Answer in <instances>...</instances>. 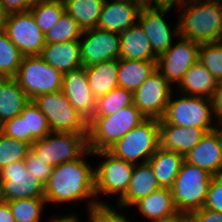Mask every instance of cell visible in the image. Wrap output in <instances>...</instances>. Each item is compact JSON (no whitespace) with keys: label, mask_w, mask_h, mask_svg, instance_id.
Wrapping results in <instances>:
<instances>
[{"label":"cell","mask_w":222,"mask_h":222,"mask_svg":"<svg viewBox=\"0 0 222 222\" xmlns=\"http://www.w3.org/2000/svg\"><path fill=\"white\" fill-rule=\"evenodd\" d=\"M141 8L138 4L128 0H105L97 28L120 34L135 25Z\"/></svg>","instance_id":"ac0fdd59"},{"label":"cell","mask_w":222,"mask_h":222,"mask_svg":"<svg viewBox=\"0 0 222 222\" xmlns=\"http://www.w3.org/2000/svg\"><path fill=\"white\" fill-rule=\"evenodd\" d=\"M31 150L52 168L92 153L88 145V134L70 132H51L36 140L31 145Z\"/></svg>","instance_id":"5b68a950"},{"label":"cell","mask_w":222,"mask_h":222,"mask_svg":"<svg viewBox=\"0 0 222 222\" xmlns=\"http://www.w3.org/2000/svg\"><path fill=\"white\" fill-rule=\"evenodd\" d=\"M187 222H194L191 218H189L188 220H187Z\"/></svg>","instance_id":"11a10c76"},{"label":"cell","mask_w":222,"mask_h":222,"mask_svg":"<svg viewBox=\"0 0 222 222\" xmlns=\"http://www.w3.org/2000/svg\"><path fill=\"white\" fill-rule=\"evenodd\" d=\"M184 160L204 169L213 176L222 175V148L213 131L207 132Z\"/></svg>","instance_id":"ffe728a7"},{"label":"cell","mask_w":222,"mask_h":222,"mask_svg":"<svg viewBox=\"0 0 222 222\" xmlns=\"http://www.w3.org/2000/svg\"><path fill=\"white\" fill-rule=\"evenodd\" d=\"M186 2L181 8L186 4L190 5L184 8L185 12H182L178 23V37L199 44L222 41V0L221 2L220 0H187Z\"/></svg>","instance_id":"7a4b0ae2"},{"label":"cell","mask_w":222,"mask_h":222,"mask_svg":"<svg viewBox=\"0 0 222 222\" xmlns=\"http://www.w3.org/2000/svg\"><path fill=\"white\" fill-rule=\"evenodd\" d=\"M23 55L7 34L0 31V77H16Z\"/></svg>","instance_id":"e575fe53"},{"label":"cell","mask_w":222,"mask_h":222,"mask_svg":"<svg viewBox=\"0 0 222 222\" xmlns=\"http://www.w3.org/2000/svg\"><path fill=\"white\" fill-rule=\"evenodd\" d=\"M0 185L2 201L44 198L45 184L26 169L24 160L0 170Z\"/></svg>","instance_id":"30bf717a"},{"label":"cell","mask_w":222,"mask_h":222,"mask_svg":"<svg viewBox=\"0 0 222 222\" xmlns=\"http://www.w3.org/2000/svg\"><path fill=\"white\" fill-rule=\"evenodd\" d=\"M118 85L133 93L157 69V61L118 59Z\"/></svg>","instance_id":"83f0119b"},{"label":"cell","mask_w":222,"mask_h":222,"mask_svg":"<svg viewBox=\"0 0 222 222\" xmlns=\"http://www.w3.org/2000/svg\"><path fill=\"white\" fill-rule=\"evenodd\" d=\"M204 208L222 213V175L212 177Z\"/></svg>","instance_id":"60d3db41"},{"label":"cell","mask_w":222,"mask_h":222,"mask_svg":"<svg viewBox=\"0 0 222 222\" xmlns=\"http://www.w3.org/2000/svg\"><path fill=\"white\" fill-rule=\"evenodd\" d=\"M198 60L218 82L222 81V41L200 44Z\"/></svg>","instance_id":"74e56055"},{"label":"cell","mask_w":222,"mask_h":222,"mask_svg":"<svg viewBox=\"0 0 222 222\" xmlns=\"http://www.w3.org/2000/svg\"><path fill=\"white\" fill-rule=\"evenodd\" d=\"M0 222H15L11 209L6 201L0 202Z\"/></svg>","instance_id":"7dc6e473"},{"label":"cell","mask_w":222,"mask_h":222,"mask_svg":"<svg viewBox=\"0 0 222 222\" xmlns=\"http://www.w3.org/2000/svg\"><path fill=\"white\" fill-rule=\"evenodd\" d=\"M138 4L140 7H148V0H128Z\"/></svg>","instance_id":"f5cc1de1"},{"label":"cell","mask_w":222,"mask_h":222,"mask_svg":"<svg viewBox=\"0 0 222 222\" xmlns=\"http://www.w3.org/2000/svg\"><path fill=\"white\" fill-rule=\"evenodd\" d=\"M217 122L220 124V128H217V127H213L212 131L215 133V135L217 136L218 138V141H219V144L222 148V120H217Z\"/></svg>","instance_id":"f907efd6"},{"label":"cell","mask_w":222,"mask_h":222,"mask_svg":"<svg viewBox=\"0 0 222 222\" xmlns=\"http://www.w3.org/2000/svg\"><path fill=\"white\" fill-rule=\"evenodd\" d=\"M134 104L133 92L117 87L109 93L96 99L93 116H108Z\"/></svg>","instance_id":"d6a6232c"},{"label":"cell","mask_w":222,"mask_h":222,"mask_svg":"<svg viewBox=\"0 0 222 222\" xmlns=\"http://www.w3.org/2000/svg\"><path fill=\"white\" fill-rule=\"evenodd\" d=\"M213 114L218 117V120H222V81L218 82V85L211 98Z\"/></svg>","instance_id":"f6af8a7d"},{"label":"cell","mask_w":222,"mask_h":222,"mask_svg":"<svg viewBox=\"0 0 222 222\" xmlns=\"http://www.w3.org/2000/svg\"><path fill=\"white\" fill-rule=\"evenodd\" d=\"M8 14L30 11L36 0H0Z\"/></svg>","instance_id":"7bdbcfd3"},{"label":"cell","mask_w":222,"mask_h":222,"mask_svg":"<svg viewBox=\"0 0 222 222\" xmlns=\"http://www.w3.org/2000/svg\"><path fill=\"white\" fill-rule=\"evenodd\" d=\"M89 205L90 222H130L103 202L94 200Z\"/></svg>","instance_id":"f35d334b"},{"label":"cell","mask_w":222,"mask_h":222,"mask_svg":"<svg viewBox=\"0 0 222 222\" xmlns=\"http://www.w3.org/2000/svg\"><path fill=\"white\" fill-rule=\"evenodd\" d=\"M154 4L152 5V2ZM187 0H148L149 8H168L172 9L173 5L176 4L180 8Z\"/></svg>","instance_id":"bcb514c9"},{"label":"cell","mask_w":222,"mask_h":222,"mask_svg":"<svg viewBox=\"0 0 222 222\" xmlns=\"http://www.w3.org/2000/svg\"><path fill=\"white\" fill-rule=\"evenodd\" d=\"M120 44L119 59L157 61L150 40L139 23L120 33Z\"/></svg>","instance_id":"44dd1931"},{"label":"cell","mask_w":222,"mask_h":222,"mask_svg":"<svg viewBox=\"0 0 222 222\" xmlns=\"http://www.w3.org/2000/svg\"><path fill=\"white\" fill-rule=\"evenodd\" d=\"M65 11L85 31L97 27L105 0H63Z\"/></svg>","instance_id":"f546056e"},{"label":"cell","mask_w":222,"mask_h":222,"mask_svg":"<svg viewBox=\"0 0 222 222\" xmlns=\"http://www.w3.org/2000/svg\"><path fill=\"white\" fill-rule=\"evenodd\" d=\"M24 161L26 164V169L31 172L34 177L46 184L49 176L51 175L52 167L45 164V162L40 159L31 149Z\"/></svg>","instance_id":"ab89813d"},{"label":"cell","mask_w":222,"mask_h":222,"mask_svg":"<svg viewBox=\"0 0 222 222\" xmlns=\"http://www.w3.org/2000/svg\"><path fill=\"white\" fill-rule=\"evenodd\" d=\"M139 165V166H138ZM160 186L150 164L142 163L134 165L131 180L125 195L119 199V206H133L139 199L148 196Z\"/></svg>","instance_id":"603a6c76"},{"label":"cell","mask_w":222,"mask_h":222,"mask_svg":"<svg viewBox=\"0 0 222 222\" xmlns=\"http://www.w3.org/2000/svg\"><path fill=\"white\" fill-rule=\"evenodd\" d=\"M4 32L23 56L41 55L46 44L31 11L8 14Z\"/></svg>","instance_id":"7c38bea8"},{"label":"cell","mask_w":222,"mask_h":222,"mask_svg":"<svg viewBox=\"0 0 222 222\" xmlns=\"http://www.w3.org/2000/svg\"><path fill=\"white\" fill-rule=\"evenodd\" d=\"M30 149L29 143L8 137L0 132V170L11 163L24 160Z\"/></svg>","instance_id":"8d00e7d4"},{"label":"cell","mask_w":222,"mask_h":222,"mask_svg":"<svg viewBox=\"0 0 222 222\" xmlns=\"http://www.w3.org/2000/svg\"><path fill=\"white\" fill-rule=\"evenodd\" d=\"M15 222H39L45 198H25L6 201Z\"/></svg>","instance_id":"d590c367"},{"label":"cell","mask_w":222,"mask_h":222,"mask_svg":"<svg viewBox=\"0 0 222 222\" xmlns=\"http://www.w3.org/2000/svg\"><path fill=\"white\" fill-rule=\"evenodd\" d=\"M170 96L164 117L159 123H169L181 127L213 128L212 100L205 97L187 96L171 100Z\"/></svg>","instance_id":"9c48e42d"},{"label":"cell","mask_w":222,"mask_h":222,"mask_svg":"<svg viewBox=\"0 0 222 222\" xmlns=\"http://www.w3.org/2000/svg\"><path fill=\"white\" fill-rule=\"evenodd\" d=\"M118 68V59L85 67L89 87L96 99L119 87Z\"/></svg>","instance_id":"4316f807"},{"label":"cell","mask_w":222,"mask_h":222,"mask_svg":"<svg viewBox=\"0 0 222 222\" xmlns=\"http://www.w3.org/2000/svg\"><path fill=\"white\" fill-rule=\"evenodd\" d=\"M51 222H79V221L76 216L69 215V216L62 217L61 219L54 218V220H52Z\"/></svg>","instance_id":"816d5d0a"},{"label":"cell","mask_w":222,"mask_h":222,"mask_svg":"<svg viewBox=\"0 0 222 222\" xmlns=\"http://www.w3.org/2000/svg\"><path fill=\"white\" fill-rule=\"evenodd\" d=\"M160 147L186 155L201 138L213 128L181 127L169 123H159Z\"/></svg>","instance_id":"d6986e66"},{"label":"cell","mask_w":222,"mask_h":222,"mask_svg":"<svg viewBox=\"0 0 222 222\" xmlns=\"http://www.w3.org/2000/svg\"><path fill=\"white\" fill-rule=\"evenodd\" d=\"M62 92L85 120L89 121L93 117L96 98L89 87L83 66L64 73Z\"/></svg>","instance_id":"2e32d148"},{"label":"cell","mask_w":222,"mask_h":222,"mask_svg":"<svg viewBox=\"0 0 222 222\" xmlns=\"http://www.w3.org/2000/svg\"><path fill=\"white\" fill-rule=\"evenodd\" d=\"M82 32L83 30L79 27L77 21L64 11L58 21L45 34V43L80 41Z\"/></svg>","instance_id":"836d02e7"},{"label":"cell","mask_w":222,"mask_h":222,"mask_svg":"<svg viewBox=\"0 0 222 222\" xmlns=\"http://www.w3.org/2000/svg\"><path fill=\"white\" fill-rule=\"evenodd\" d=\"M30 101L15 77H0V125L20 115Z\"/></svg>","instance_id":"cb8c5ba5"},{"label":"cell","mask_w":222,"mask_h":222,"mask_svg":"<svg viewBox=\"0 0 222 222\" xmlns=\"http://www.w3.org/2000/svg\"><path fill=\"white\" fill-rule=\"evenodd\" d=\"M168 8L142 7L138 19L145 33L147 34L153 53L158 57L172 46V34L179 36V24L174 31L163 19L164 14L169 12Z\"/></svg>","instance_id":"e0dca14e"},{"label":"cell","mask_w":222,"mask_h":222,"mask_svg":"<svg viewBox=\"0 0 222 222\" xmlns=\"http://www.w3.org/2000/svg\"><path fill=\"white\" fill-rule=\"evenodd\" d=\"M91 155L107 158L98 168L94 169L95 195L99 192L108 195L119 192V199H121L127 191L135 164L115 157L108 150L94 151Z\"/></svg>","instance_id":"8fae6325"},{"label":"cell","mask_w":222,"mask_h":222,"mask_svg":"<svg viewBox=\"0 0 222 222\" xmlns=\"http://www.w3.org/2000/svg\"><path fill=\"white\" fill-rule=\"evenodd\" d=\"M47 118L52 132L88 134V121L71 105L62 90L32 100Z\"/></svg>","instance_id":"ba28073f"},{"label":"cell","mask_w":222,"mask_h":222,"mask_svg":"<svg viewBox=\"0 0 222 222\" xmlns=\"http://www.w3.org/2000/svg\"><path fill=\"white\" fill-rule=\"evenodd\" d=\"M146 117L133 104L115 114L93 116L88 121V145L94 151L108 150Z\"/></svg>","instance_id":"3957f363"},{"label":"cell","mask_w":222,"mask_h":222,"mask_svg":"<svg viewBox=\"0 0 222 222\" xmlns=\"http://www.w3.org/2000/svg\"><path fill=\"white\" fill-rule=\"evenodd\" d=\"M212 177L204 169L184 161L170 188L177 211L191 214L203 208Z\"/></svg>","instance_id":"277c9868"},{"label":"cell","mask_w":222,"mask_h":222,"mask_svg":"<svg viewBox=\"0 0 222 222\" xmlns=\"http://www.w3.org/2000/svg\"><path fill=\"white\" fill-rule=\"evenodd\" d=\"M189 218H190V214L177 212L171 217L164 218L158 221H153V222H187Z\"/></svg>","instance_id":"c3c4849f"},{"label":"cell","mask_w":222,"mask_h":222,"mask_svg":"<svg viewBox=\"0 0 222 222\" xmlns=\"http://www.w3.org/2000/svg\"><path fill=\"white\" fill-rule=\"evenodd\" d=\"M2 201V198H1V185H0V202Z\"/></svg>","instance_id":"db71d44e"},{"label":"cell","mask_w":222,"mask_h":222,"mask_svg":"<svg viewBox=\"0 0 222 222\" xmlns=\"http://www.w3.org/2000/svg\"><path fill=\"white\" fill-rule=\"evenodd\" d=\"M40 56L63 74L82 66L80 41L45 44Z\"/></svg>","instance_id":"7402d4cb"},{"label":"cell","mask_w":222,"mask_h":222,"mask_svg":"<svg viewBox=\"0 0 222 222\" xmlns=\"http://www.w3.org/2000/svg\"><path fill=\"white\" fill-rule=\"evenodd\" d=\"M64 74L40 55L23 56L16 80L32 101L34 98L62 90Z\"/></svg>","instance_id":"52a82bcc"},{"label":"cell","mask_w":222,"mask_h":222,"mask_svg":"<svg viewBox=\"0 0 222 222\" xmlns=\"http://www.w3.org/2000/svg\"><path fill=\"white\" fill-rule=\"evenodd\" d=\"M218 81L210 71L198 60L183 76L178 87L182 94L188 96L212 98Z\"/></svg>","instance_id":"d4e9b609"},{"label":"cell","mask_w":222,"mask_h":222,"mask_svg":"<svg viewBox=\"0 0 222 222\" xmlns=\"http://www.w3.org/2000/svg\"><path fill=\"white\" fill-rule=\"evenodd\" d=\"M160 147L159 120L146 118L125 136L120 138L108 151L119 159L136 165L143 158L147 163Z\"/></svg>","instance_id":"8992f818"},{"label":"cell","mask_w":222,"mask_h":222,"mask_svg":"<svg viewBox=\"0 0 222 222\" xmlns=\"http://www.w3.org/2000/svg\"><path fill=\"white\" fill-rule=\"evenodd\" d=\"M30 11L45 35L63 14L65 6L63 0H36Z\"/></svg>","instance_id":"1f68e13d"},{"label":"cell","mask_w":222,"mask_h":222,"mask_svg":"<svg viewBox=\"0 0 222 222\" xmlns=\"http://www.w3.org/2000/svg\"><path fill=\"white\" fill-rule=\"evenodd\" d=\"M0 132L8 137L26 142L25 120L21 115L3 122L0 125Z\"/></svg>","instance_id":"b9f144b4"},{"label":"cell","mask_w":222,"mask_h":222,"mask_svg":"<svg viewBox=\"0 0 222 222\" xmlns=\"http://www.w3.org/2000/svg\"><path fill=\"white\" fill-rule=\"evenodd\" d=\"M94 196V169L83 158L52 168L51 175L45 184L46 203L81 200Z\"/></svg>","instance_id":"6da1fadb"},{"label":"cell","mask_w":222,"mask_h":222,"mask_svg":"<svg viewBox=\"0 0 222 222\" xmlns=\"http://www.w3.org/2000/svg\"><path fill=\"white\" fill-rule=\"evenodd\" d=\"M190 218L194 222H222V213L215 212L203 207L193 211L190 214Z\"/></svg>","instance_id":"ee69618b"},{"label":"cell","mask_w":222,"mask_h":222,"mask_svg":"<svg viewBox=\"0 0 222 222\" xmlns=\"http://www.w3.org/2000/svg\"><path fill=\"white\" fill-rule=\"evenodd\" d=\"M170 83L155 70L133 93L134 105L146 118L162 119L171 96Z\"/></svg>","instance_id":"4fadbf2b"},{"label":"cell","mask_w":222,"mask_h":222,"mask_svg":"<svg viewBox=\"0 0 222 222\" xmlns=\"http://www.w3.org/2000/svg\"><path fill=\"white\" fill-rule=\"evenodd\" d=\"M86 38L80 41L82 66L88 67L111 59H119L120 34L97 27L82 32Z\"/></svg>","instance_id":"9a60e30c"},{"label":"cell","mask_w":222,"mask_h":222,"mask_svg":"<svg viewBox=\"0 0 222 222\" xmlns=\"http://www.w3.org/2000/svg\"><path fill=\"white\" fill-rule=\"evenodd\" d=\"M7 17L8 13L5 11L3 5L0 2V31L4 30Z\"/></svg>","instance_id":"681fc988"},{"label":"cell","mask_w":222,"mask_h":222,"mask_svg":"<svg viewBox=\"0 0 222 222\" xmlns=\"http://www.w3.org/2000/svg\"><path fill=\"white\" fill-rule=\"evenodd\" d=\"M181 40L157 57V70L177 86L185 73L198 61L199 43L180 37ZM162 70V71H160Z\"/></svg>","instance_id":"5bb4252c"},{"label":"cell","mask_w":222,"mask_h":222,"mask_svg":"<svg viewBox=\"0 0 222 222\" xmlns=\"http://www.w3.org/2000/svg\"><path fill=\"white\" fill-rule=\"evenodd\" d=\"M151 222L168 218L178 211L173 203L172 193L169 188H159L146 197L139 199L133 204Z\"/></svg>","instance_id":"f1b7e54d"},{"label":"cell","mask_w":222,"mask_h":222,"mask_svg":"<svg viewBox=\"0 0 222 222\" xmlns=\"http://www.w3.org/2000/svg\"><path fill=\"white\" fill-rule=\"evenodd\" d=\"M20 115L25 120L26 142L30 145L52 132L47 118L33 101L24 107Z\"/></svg>","instance_id":"4dcf8cb0"},{"label":"cell","mask_w":222,"mask_h":222,"mask_svg":"<svg viewBox=\"0 0 222 222\" xmlns=\"http://www.w3.org/2000/svg\"><path fill=\"white\" fill-rule=\"evenodd\" d=\"M184 161V155L159 147L148 163L154 171L159 186L170 189Z\"/></svg>","instance_id":"484cf974"}]
</instances>
